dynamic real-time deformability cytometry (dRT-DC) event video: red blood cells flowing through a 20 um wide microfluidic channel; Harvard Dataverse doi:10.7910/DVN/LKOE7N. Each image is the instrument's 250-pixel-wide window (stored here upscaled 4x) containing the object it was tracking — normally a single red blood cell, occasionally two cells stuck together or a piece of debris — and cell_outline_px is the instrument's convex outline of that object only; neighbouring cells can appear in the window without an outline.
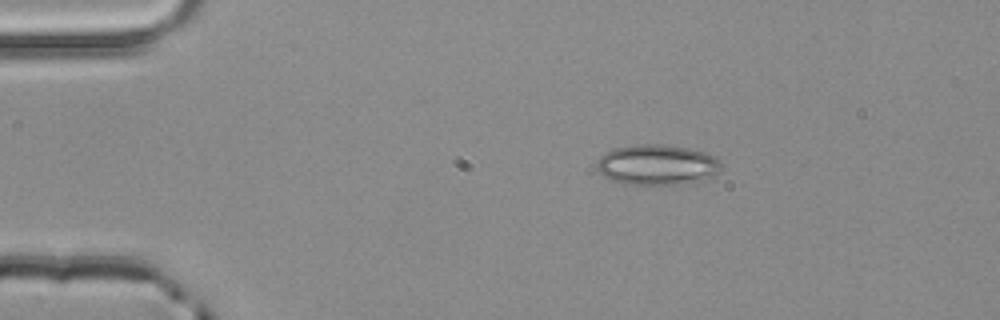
{"species": "common noctule bat (a hibernating species)", "species_latin": "Nyctalus noctula", "temperature_condition": "room temperature", "stored_images_in_passage": 2, "camera_frame_rate_fps": 3000, "um_per_image_px": 0.085, "animal": {"sex": "male", "body_mass_g": 20.4}, "frame": {"image": 1, "passage_image": 1, "time_ms": 0.0, "image_size_px": [1000, 320], "cell_outline_px": [[720, 168], [716, 172], [708, 176], [680, 184], [624, 184], [612, 180], [604, 176], [596, 168], [596, 160], [604, 152], [612, 148], [640, 144], [664, 144], [688, 148], [704, 152], [720, 160]], "centroid_in_image_um": [55.75, 13.98], "position_along_channel_um": 29.2, "area_um2": 28.96}}